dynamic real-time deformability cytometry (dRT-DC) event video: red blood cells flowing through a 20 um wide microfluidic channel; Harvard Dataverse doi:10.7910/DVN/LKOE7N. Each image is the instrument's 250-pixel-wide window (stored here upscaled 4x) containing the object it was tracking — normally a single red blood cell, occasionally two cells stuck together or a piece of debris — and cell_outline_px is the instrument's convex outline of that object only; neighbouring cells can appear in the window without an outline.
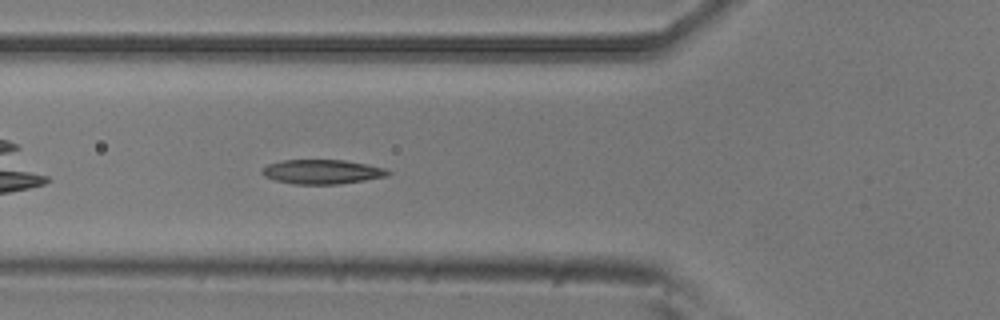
{"species": "common noctule bat (a hibernating species)", "species_latin": "Nyctalus noctula", "temperature_condition": "room temperature", "stored_images_in_passage": 39, "camera_frame_rate_fps": 3000, "um_per_image_px": 0.085, "animal": {"sex": "male", "body_mass_g": 20.5, "forearm_length_mm": 52.5}, "frame": {"image": 1, "passage_image": 7, "time_ms": 2.0, "image_size_px": [1000, 320], "cell_outline_px": [[392, 172], [388, 176], [340, 184], [292, 184], [276, 180], [264, 176], [260, 172], [260, 168], [268, 164], [284, 160], [344, 160], [368, 164], [384, 168]], "centroid_in_image_um": [27.36, 14.6], "position_along_channel_um": 98.4, "area_um2": 17.98}}
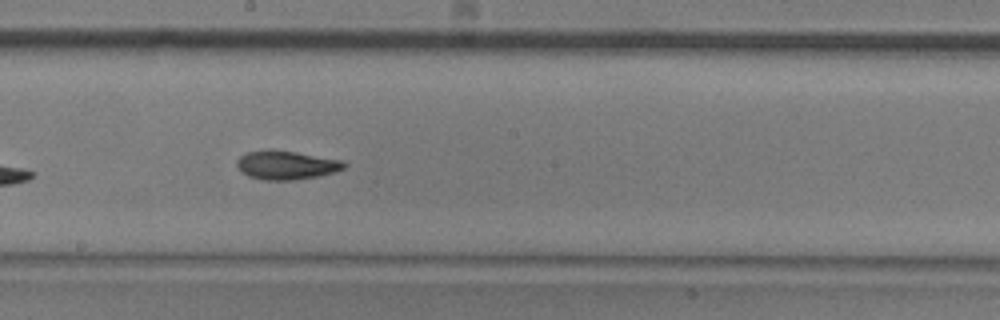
{"frame": {"image": 2, "passage_image": 17, "time_ms": 5.333, "image_size_px": [1000, 320], "cell_outline_px": [[348, 164], [344, 168], [336, 172], [296, 180], [264, 180], [248, 176], [240, 172], [236, 164], [236, 160], [240, 156], [248, 152], [268, 148], [296, 152], [344, 160]], "centroid_in_image_um": [24.33, 14.02], "position_along_channel_um": 223.9, "area_um2": 18.32}}
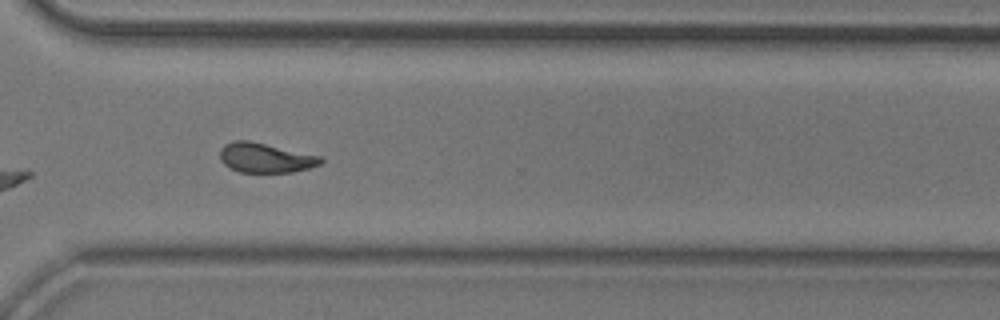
{"frame": {"image": 3, "passage_image": 27, "time_ms": 8.667, "image_size_px": [1000, 320], "cell_outline_px": [[324, 160], [320, 164], [308, 168], [292, 172], [240, 172], [224, 164], [220, 160], [220, 148], [224, 144], [232, 140], [248, 140], [324, 156]], "centroid_in_image_um": [22.57, 13.4], "position_along_channel_um": 348.0, "area_um2": 17.57}, "authors_computed_cell_mechanics": {"area_um2": 17.5712, "velocity_mm_per_s": 3.7424, "shape_relaxation_time_tau1_ms": 4.4117, "shape_relaxation_time_tau2_ms": 4.7235, "deformation_change_tau1": 0.1596, "deformation_change_tau2": 0.0636}}